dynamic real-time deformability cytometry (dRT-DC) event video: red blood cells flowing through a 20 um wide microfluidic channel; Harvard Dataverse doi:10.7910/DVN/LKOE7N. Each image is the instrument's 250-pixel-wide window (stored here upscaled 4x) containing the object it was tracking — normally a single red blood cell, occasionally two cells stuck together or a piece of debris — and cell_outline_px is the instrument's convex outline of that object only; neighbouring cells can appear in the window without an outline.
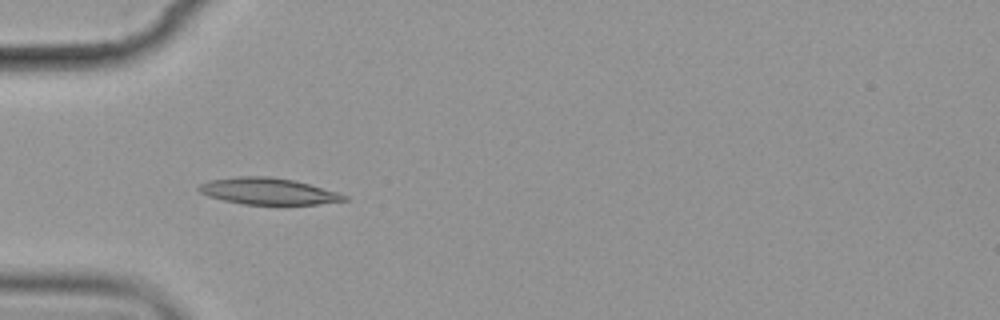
{"species": "common noctule bat (a hibernating species)", "species_latin": "Nyctalus noctula", "temperature_condition": "cold", "stored_images_in_passage": 7, "camera_frame_rate_fps": 3000, "um_per_image_px": 0.085, "animal": {"sex": "female", "body_mass_g": 19.9}, "frame": {"image": 1, "passage_image": 5, "time_ms": 5.333, "image_size_px": [1000, 320], "cell_outline_px": [[348, 200], [316, 204], [244, 204], [224, 200], [208, 196], [200, 192], [196, 188], [200, 184], [208, 180], [236, 176], [268, 176], [292, 180], [308, 184], [336, 192], [348, 196]], "centroid_in_image_um": [22.73, 16.25], "position_along_channel_um": 62.3, "area_um2": 22.25}}
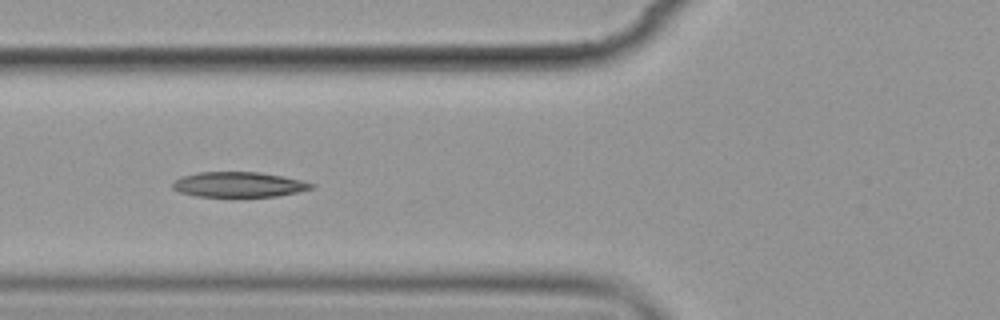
{"frame": {"image": 2, "passage_image": 6, "time_ms": 6.667, "image_size_px": [1000, 320], "cell_outline_px": [[316, 188], [276, 196], [240, 200], [196, 196], [180, 192], [172, 188], [172, 180], [180, 176], [200, 172], [260, 172], [300, 180], [316, 184]], "centroid_in_image_um": [20.26, 15.74], "position_along_channel_um": 105.5, "area_um2": 21.44}}
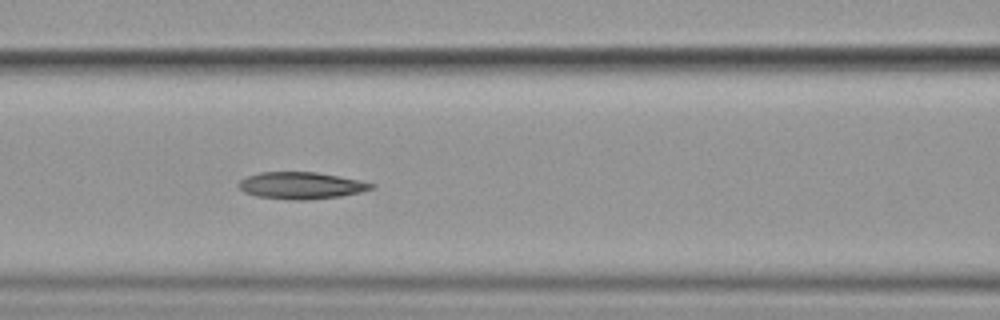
{"frame": {"image": 3, "passage_image": 7, "time_ms": 7.667, "image_size_px": [1000, 320], "cell_outline_px": [[376, 184], [372, 188], [360, 192], [340, 196], [308, 200], [292, 200], [256, 196], [244, 192], [236, 184], [240, 180], [248, 176], [260, 172], [316, 172], [340, 176], [360, 180]], "centroid_in_image_um": [25.58, 15.77], "position_along_channel_um": 141.0, "area_um2": 20.81}}